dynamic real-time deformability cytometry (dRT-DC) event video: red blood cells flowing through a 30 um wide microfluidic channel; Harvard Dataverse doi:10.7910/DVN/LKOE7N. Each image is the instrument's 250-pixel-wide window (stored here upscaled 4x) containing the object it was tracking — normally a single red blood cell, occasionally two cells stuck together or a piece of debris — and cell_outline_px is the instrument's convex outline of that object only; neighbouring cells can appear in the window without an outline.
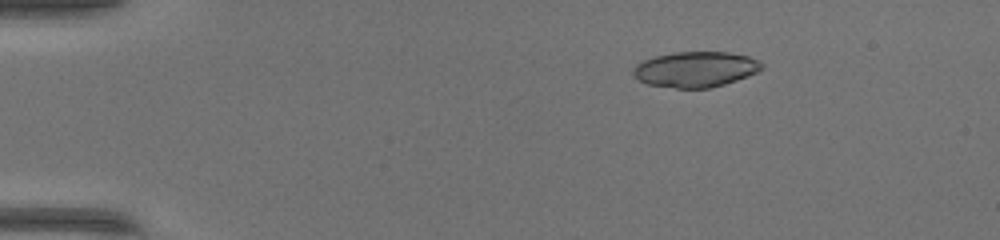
{"species": "common noctule bat (a hibernating species)", "species_latin": "Nyctalus noctula", "temperature_condition": "warm", "stored_images_in_passage": 50, "camera_frame_rate_fps": 3000, "um_per_image_px": 0.085, "animal": {"sex": "female", "body_mass_g": 17.0, "forearm_length_mm": 48.0}, "frame": {"image": 1, "passage_image": 9, "time_ms": 2.667, "image_size_px": [1000, 240], "cell_outline_px": [[764, 68], [748, 76], [724, 84], [708, 88], [676, 88], [648, 84], [640, 80], [632, 72], [632, 68], [636, 64], [644, 60], [656, 56], [676, 52], [728, 52], [748, 56], [764, 64]], "centroid_in_image_um": [59.13, 5.89], "position_along_channel_um": 25.9, "area_um2": 26.41}}
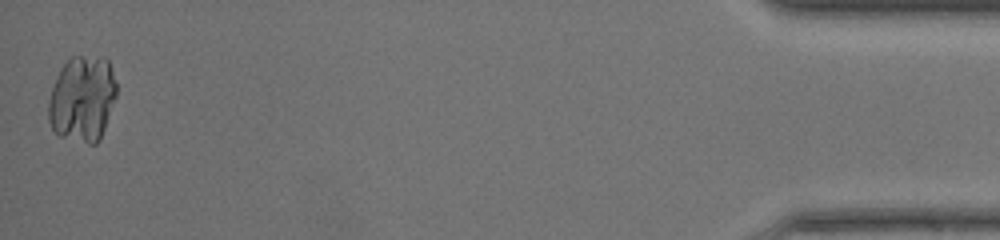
{"frame": {"image": 2, "passage_image": 50, "time_ms": 16.333, "image_size_px": [1000, 240], "cell_outline_px": [[116, 96], [100, 140], [96, 144], [88, 144], [60, 136], [52, 128], [48, 120], [48, 100], [56, 76], [60, 68], [68, 56], [104, 56], [108, 60], [116, 84]], "centroid_in_image_um": [6.98, 8.38], "position_along_channel_um": 428.2, "area_um2": 34.45}}